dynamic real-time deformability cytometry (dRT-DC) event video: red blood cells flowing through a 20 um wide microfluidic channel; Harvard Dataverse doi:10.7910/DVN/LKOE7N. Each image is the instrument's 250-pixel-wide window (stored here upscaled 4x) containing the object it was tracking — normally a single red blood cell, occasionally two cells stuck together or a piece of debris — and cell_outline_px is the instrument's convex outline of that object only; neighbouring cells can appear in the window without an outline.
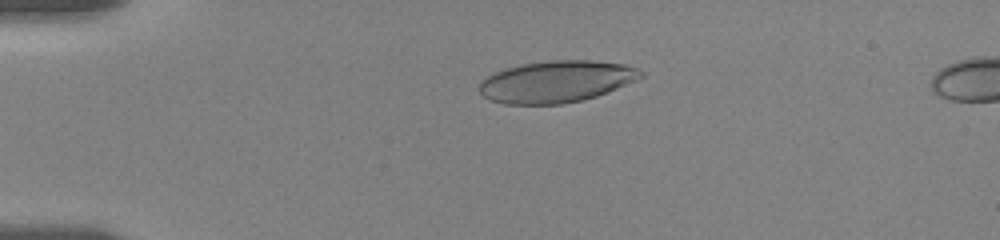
{"species": "human", "species_latin": "Homo sapiens", "temperature_condition": "room temperature", "stored_images_in_passage": 51, "camera_frame_rate_fps": 3000, "um_per_image_px": 0.085, "donor": {"sex": "female"}, "frame": {"image": 1, "passage_image": 12, "time_ms": 4.0, "image_size_px": [1000, 240], "cell_outline_px": [[644, 76], [636, 80], [608, 92], [584, 100], [560, 104], [504, 104], [492, 100], [484, 96], [480, 92], [480, 80], [496, 72], [508, 68], [524, 64], [548, 60], [588, 60], [624, 64], [636, 68], [644, 72]], "centroid_in_image_um": [47.31, 6.94], "position_along_channel_um": 37.7, "area_um2": 39.07}}
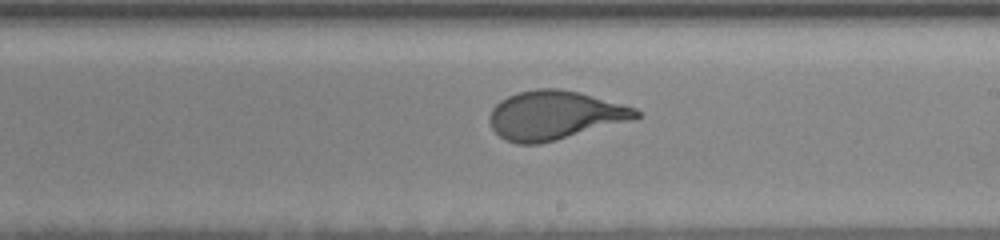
{"frame": {"image": 2, "passage_image": 32, "time_ms": 11.0, "image_size_px": [1000, 240], "cell_outline_px": [[640, 116], [636, 120], [540, 144], [516, 144], [504, 140], [492, 128], [488, 120], [488, 116], [492, 108], [500, 100], [516, 92], [536, 88], [560, 88], [580, 92], [636, 108], [640, 112]], "centroid_in_image_um": [47.15, 9.8], "position_along_channel_um": 241.8, "area_um2": 42.19}}
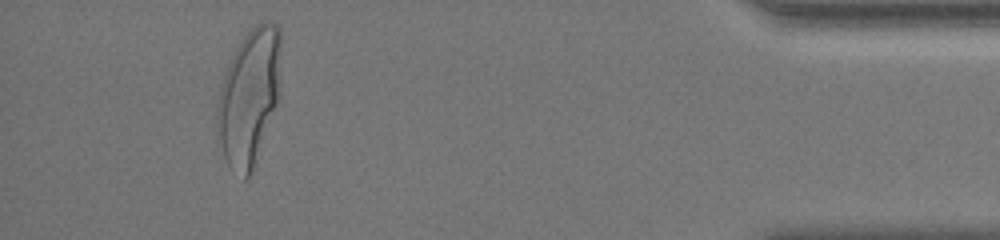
{"frame": {"image": 3, "passage_image": 48, "time_ms": 17.333, "image_size_px": [1000, 240], "cell_outline_px": [[280, 96], [252, 172], [244, 180], [228, 168], [216, 132], [216, 104], [220, 88], [228, 64], [240, 40], [256, 24], [264, 20], [276, 24], [280, 28]], "centroid_in_image_um": [21.17, 8.26], "position_along_channel_um": 414.0, "area_um2": 51.1}, "authors_computed_cell_mechanics": {"area_um2": 41.5582, "velocity_mm_per_s": 3.5428, "shape_relaxation_time_tau1_ms": 3.8634, "shape_relaxation_time_tau2_ms": null, "deformation_change_tau1": 0.1847, "deformation_change_tau2": null}}